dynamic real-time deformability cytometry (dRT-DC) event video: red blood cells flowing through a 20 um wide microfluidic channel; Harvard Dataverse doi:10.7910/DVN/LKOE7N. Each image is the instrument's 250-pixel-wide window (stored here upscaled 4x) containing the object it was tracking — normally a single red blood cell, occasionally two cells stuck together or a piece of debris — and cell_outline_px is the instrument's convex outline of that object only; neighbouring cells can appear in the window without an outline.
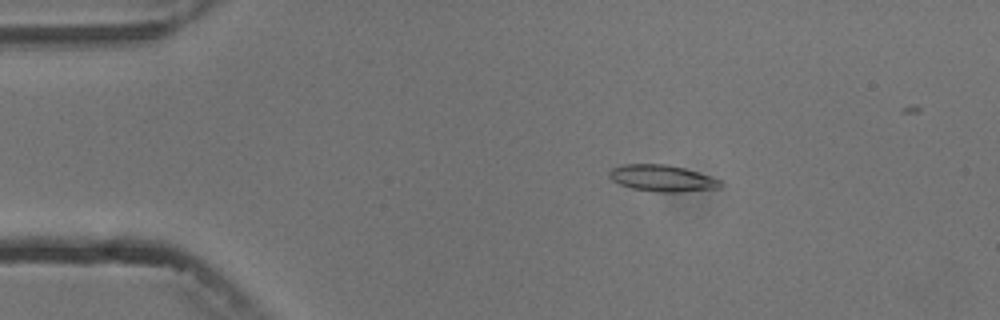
{"species": "common noctule bat (a hibernating species)", "species_latin": "Nyctalus noctula", "temperature_condition": "cold", "stored_images_in_passage": 5, "camera_frame_rate_fps": 3000, "um_per_image_px": 0.085, "animal": {"sex": "male", "body_mass_g": 13.3}, "frame": {"image": 1, "passage_image": 3, "time_ms": 2.333, "image_size_px": [1000, 320], "cell_outline_px": [[724, 184], [720, 188], [676, 192], [660, 192], [632, 188], [620, 184], [612, 180], [608, 176], [608, 172], [612, 168], [624, 164], [664, 164], [684, 168], [720, 180]], "centroid_in_image_um": [56.27, 15.15], "position_along_channel_um": 28.7, "area_um2": 16.99}}
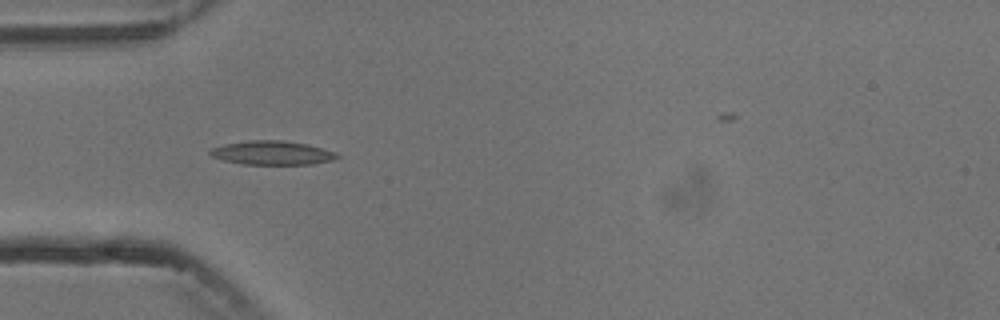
{"frame": {"image": 2, "passage_image": 5, "time_ms": 4.667, "image_size_px": [1000, 320], "cell_outline_px": [[340, 156], [332, 160], [312, 164], [240, 164], [224, 160], [212, 156], [208, 152], [212, 148], [224, 144], [248, 140], [284, 140], [308, 144], [336, 152]], "centroid_in_image_um": [23.14, 12.98], "position_along_channel_um": 61.9, "area_um2": 17.69}}